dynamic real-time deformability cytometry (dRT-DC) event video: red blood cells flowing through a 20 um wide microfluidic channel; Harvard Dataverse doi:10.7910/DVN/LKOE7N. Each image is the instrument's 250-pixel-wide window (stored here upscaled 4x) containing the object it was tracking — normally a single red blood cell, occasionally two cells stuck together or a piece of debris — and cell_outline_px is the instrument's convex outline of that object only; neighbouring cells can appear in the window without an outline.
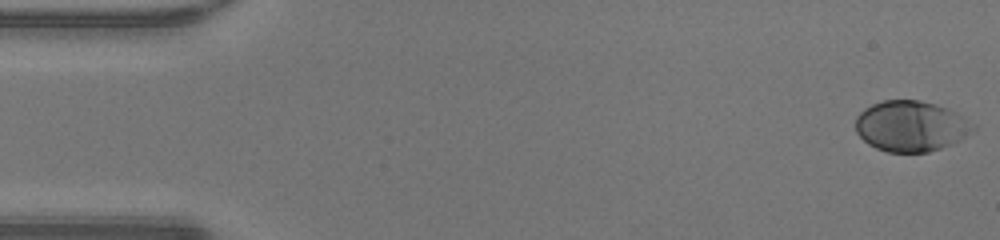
{"species": "human", "species_latin": "Homo sapiens", "temperature_condition": "warm", "stored_images_in_passage": 48, "camera_frame_rate_fps": 3000, "um_per_image_px": 0.085, "donor": {"sex": "male"}, "frame": {"image": 1, "passage_image": 1, "time_ms": 0.0, "image_size_px": [1000, 240], "cell_outline_px": [[976, 128], [972, 132], [960, 140], [952, 144], [928, 152], [888, 152], [876, 148], [868, 144], [856, 132], [856, 116], [864, 108], [872, 104], [884, 100], [920, 100], [936, 104], [948, 108], [956, 112], [976, 124]], "centroid_in_image_um": [77.45, 10.71], "position_along_channel_um": 7.6, "area_um2": 34.91}}
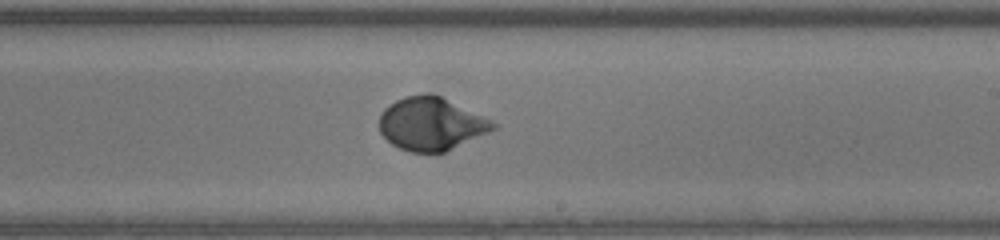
{"frame": {"image": 2, "passage_image": 28, "time_ms": 9.0, "image_size_px": [1000, 240], "cell_outline_px": [[500, 124], [496, 128], [488, 132], [444, 152], [408, 152], [392, 144], [380, 132], [380, 116], [384, 108], [388, 104], [404, 96], [428, 92], [440, 96], [484, 116]], "centroid_in_image_um": [36.64, 10.51], "position_along_channel_um": 252.4, "area_um2": 35.03}}
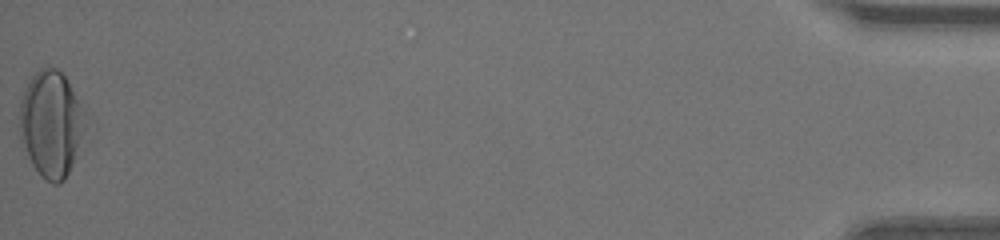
{"frame": {"image": 3, "passage_image": 48, "time_ms": 15.667, "image_size_px": [1000, 240], "cell_outline_px": [[84, 128], [72, 164], [64, 180], [60, 184], [52, 184], [40, 176], [32, 164], [20, 140], [20, 100], [24, 88], [32, 76], [40, 68], [56, 68], [64, 76], [84, 112]], "centroid_in_image_um": [4.3, 10.55], "position_along_channel_um": 430.9, "area_um2": 39.88}, "authors_computed_cell_mechanics": {"area_um2": 34.5066, "velocity_mm_per_s": 4.3124, "shape_relaxation_time_tau1_ms": 3.1304, "shape_relaxation_time_tau2_ms": null, "deformation_change_tau1": 0.1874, "deformation_change_tau2": null}}